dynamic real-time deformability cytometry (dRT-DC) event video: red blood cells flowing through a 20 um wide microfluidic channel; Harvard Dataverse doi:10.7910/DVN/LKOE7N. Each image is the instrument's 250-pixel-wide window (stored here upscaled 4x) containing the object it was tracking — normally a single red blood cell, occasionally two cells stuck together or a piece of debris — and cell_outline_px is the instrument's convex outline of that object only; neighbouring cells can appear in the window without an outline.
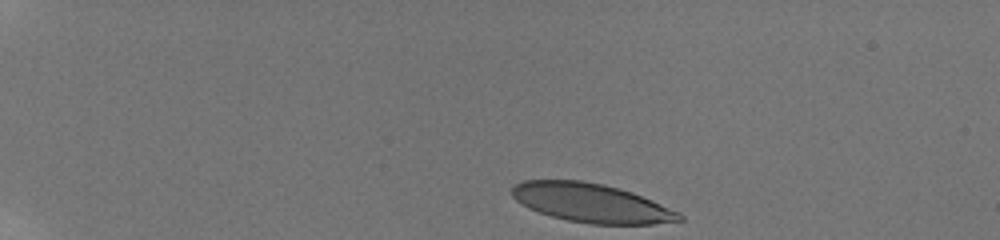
{"species": "human", "species_latin": "Homo sapiens", "temperature_condition": "room temperature", "stored_images_in_passage": 40, "camera_frame_rate_fps": 3000, "um_per_image_px": 0.085, "donor": {"sex": "male"}, "frame": {"image": 1, "passage_image": 1, "time_ms": 0.0, "image_size_px": [1000, 240], "cell_outline_px": [[684, 220], [652, 224], [592, 224], [568, 220], [552, 216], [528, 208], [516, 200], [512, 196], [512, 188], [516, 184], [524, 180], [580, 180], [604, 184], [632, 192], [652, 200], [680, 212], [684, 216]], "centroid_in_image_um": [50.28, 17.25], "position_along_channel_um": 34.7, "area_um2": 37.8}}
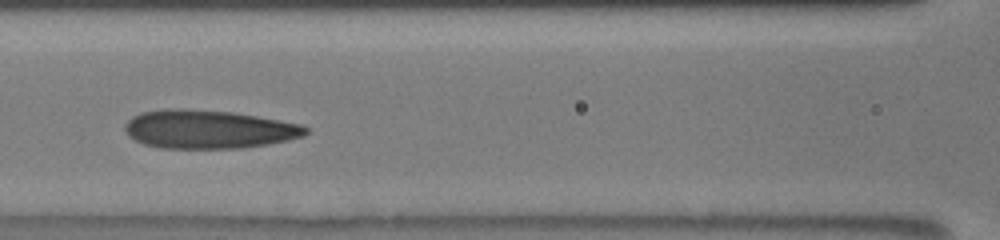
{"frame": {"image": 2, "passage_image": 18, "time_ms": 5.667, "image_size_px": [1000, 240], "cell_outline_px": [[308, 132], [304, 136], [288, 140], [268, 144], [244, 148], [160, 148], [144, 144], [128, 136], [124, 128], [124, 124], [132, 116], [140, 112], [168, 108], [184, 108], [232, 112], [256, 116], [300, 124], [308, 128]], "centroid_in_image_um": [17.69, 10.98], "position_along_channel_um": 148.9, "area_um2": 40.75}}
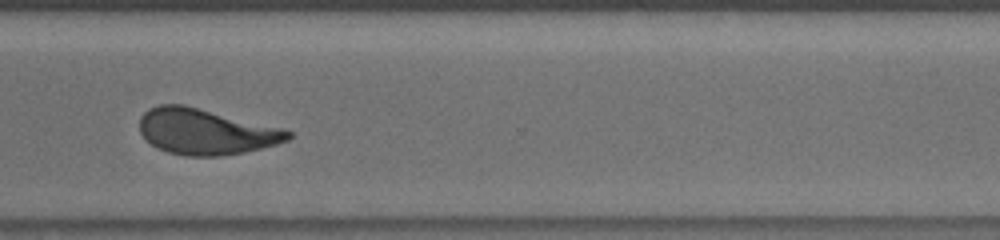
{"frame": {"image": 3, "passage_image": 33, "time_ms": 11.0, "image_size_px": [1000, 240], "cell_outline_px": [[292, 136], [288, 140], [276, 144], [244, 152], [220, 156], [184, 156], [168, 152], [156, 148], [140, 132], [140, 116], [148, 108], [160, 104], [184, 104], [284, 128], [292, 132]], "centroid_in_image_um": [17.48, 11.18], "position_along_channel_um": 353.1, "area_um2": 39.77}, "authors_computed_cell_mechanics": {"area_um2": 39.9398, "velocity_mm_per_s": 3.8333, "shape_relaxation_time_tau1_ms": 9.9292, "shape_relaxation_time_tau2_ms": 1.3047, "deformation_change_tau1": 0.2908, "deformation_change_tau2": 0.0931}}